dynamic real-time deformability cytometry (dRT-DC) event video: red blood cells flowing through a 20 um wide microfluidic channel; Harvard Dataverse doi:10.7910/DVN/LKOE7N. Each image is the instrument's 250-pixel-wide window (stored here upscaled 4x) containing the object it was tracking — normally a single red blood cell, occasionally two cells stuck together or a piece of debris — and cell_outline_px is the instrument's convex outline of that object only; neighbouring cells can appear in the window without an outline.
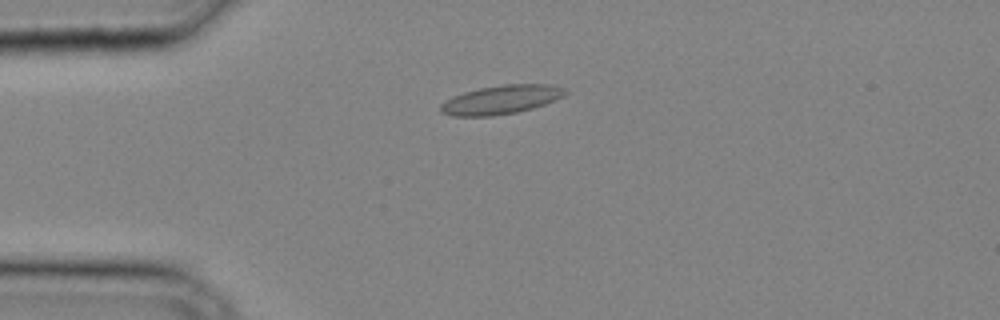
{"species": "common noctule bat (a hibernating species)", "species_latin": "Nyctalus noctula", "temperature_condition": "cold", "stored_images_in_passage": 28, "camera_frame_rate_fps": 3000, "um_per_image_px": 0.085, "animal": {"sex": "male", "body_mass_g": 20.4}, "frame": {"image": 1, "passage_image": 5, "time_ms": 1.333, "image_size_px": [1000, 320], "cell_outline_px": [[568, 92], [564, 96], [556, 100], [532, 108], [516, 112], [492, 116], [452, 116], [440, 112], [440, 104], [444, 100], [452, 96], [464, 92], [480, 88], [504, 84], [552, 84], [564, 88]], "centroid_in_image_um": [42.58, 8.47], "position_along_channel_um": 42.4, "area_um2": 21.04}}
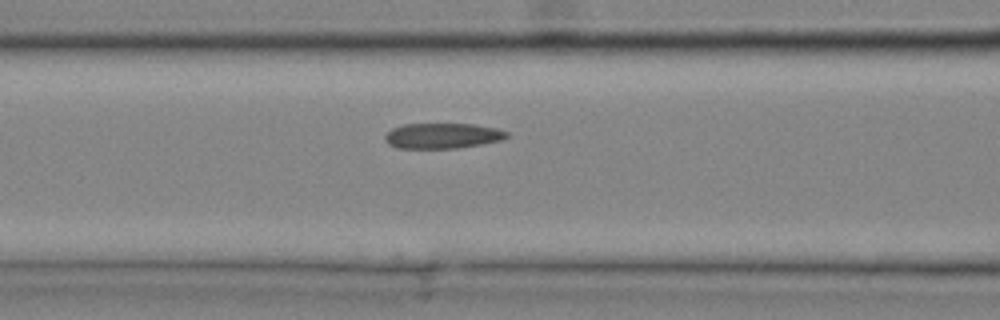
{"frame": {"image": 2, "passage_image": 11, "time_ms": 3.333, "image_size_px": [1000, 320], "cell_outline_px": [[508, 136], [500, 140], [480, 144], [456, 148], [396, 148], [388, 144], [384, 140], [384, 136], [392, 128], [404, 124], [472, 124], [496, 128], [508, 132]], "centroid_in_image_um": [37.56, 11.54], "position_along_channel_um": 129.0, "area_um2": 17.92}}
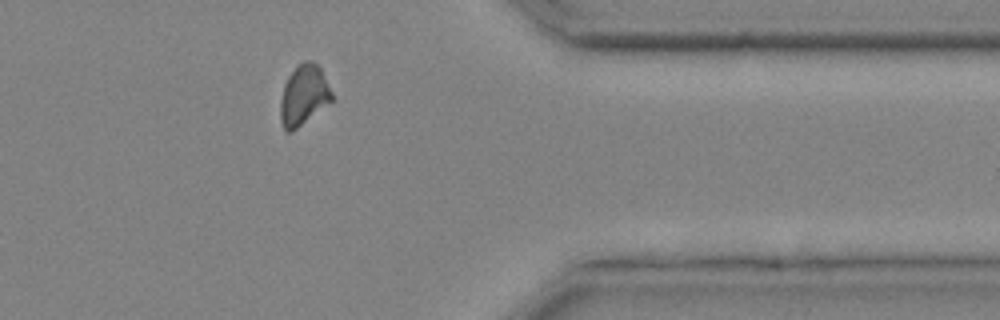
{"frame": {"image": 3, "passage_image": 26, "time_ms": 8.333, "image_size_px": [1000, 320], "cell_outline_px": [[332, 100], [292, 132], [288, 132], [284, 128], [280, 120], [280, 100], [284, 84], [288, 76], [304, 60], [312, 60], [320, 68], [332, 92]], "centroid_in_image_um": [25.79, 8.09], "position_along_channel_um": 385.6, "area_um2": 17.74}}